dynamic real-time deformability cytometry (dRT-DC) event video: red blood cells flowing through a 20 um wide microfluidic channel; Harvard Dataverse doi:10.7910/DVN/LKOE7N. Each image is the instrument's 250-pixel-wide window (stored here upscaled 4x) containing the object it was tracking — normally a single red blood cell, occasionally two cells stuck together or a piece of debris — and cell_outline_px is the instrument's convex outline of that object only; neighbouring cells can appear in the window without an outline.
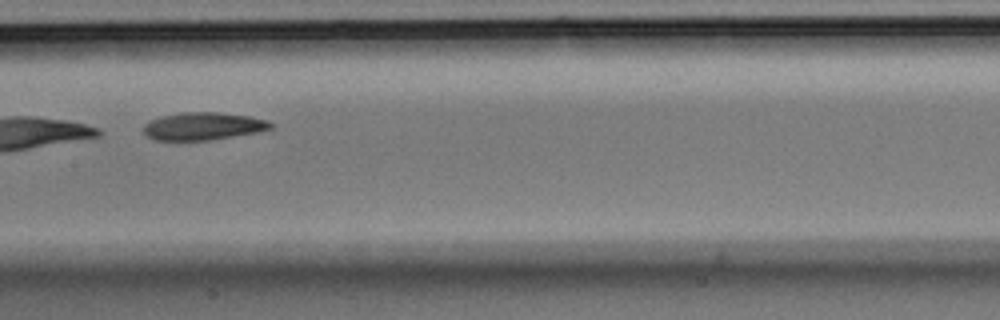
{"species": "Egyptian fruit bat (a non-hibernating species)", "species_latin": "Rousettus aegyptiacus", "temperature_condition": "room temperature", "stored_images_in_passage": 8, "camera_frame_rate_fps": 3000, "um_per_image_px": 0.085, "animal": {"sex": "male"}, "frame": {"image": 1, "passage_image": 5, "time_ms": 1.333, "image_size_px": [1000, 320], "cell_outline_px": [[276, 124], [272, 128], [260, 132], [212, 140], [156, 140], [148, 136], [144, 132], [144, 124], [148, 120], [180, 112], [220, 112], [248, 116], [264, 120]], "centroid_in_image_um": [17.29, 10.73], "position_along_channel_um": 190.1, "area_um2": 20.58}}
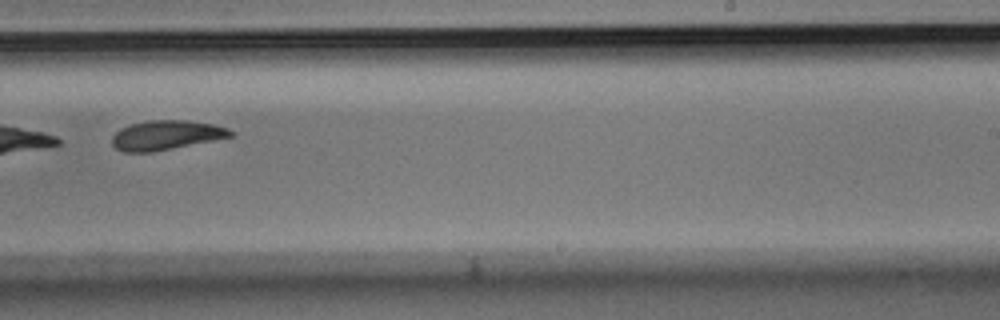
{"frame": {"image": 2, "passage_image": 7, "time_ms": 2.0, "image_size_px": [1000, 320], "cell_outline_px": [[232, 136], [152, 152], [124, 152], [116, 148], [112, 144], [112, 136], [120, 128], [132, 124], [148, 120], [188, 120], [212, 124], [228, 128], [232, 132]], "centroid_in_image_um": [14.08, 11.48], "position_along_channel_um": 274.9, "area_um2": 20.06}}
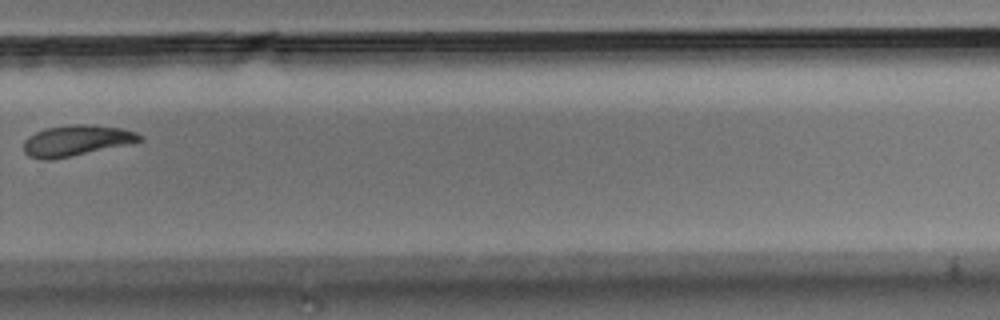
{"frame": {"image": 3, "passage_image": 8, "time_ms": 2.333, "image_size_px": [1000, 320], "cell_outline_px": [[144, 140], [52, 160], [40, 160], [28, 156], [24, 152], [24, 140], [28, 136], [44, 128], [68, 124], [92, 124], [124, 128], [136, 132], [144, 136]], "centroid_in_image_um": [6.47, 11.93], "position_along_channel_um": 323.3, "area_um2": 20.98}}